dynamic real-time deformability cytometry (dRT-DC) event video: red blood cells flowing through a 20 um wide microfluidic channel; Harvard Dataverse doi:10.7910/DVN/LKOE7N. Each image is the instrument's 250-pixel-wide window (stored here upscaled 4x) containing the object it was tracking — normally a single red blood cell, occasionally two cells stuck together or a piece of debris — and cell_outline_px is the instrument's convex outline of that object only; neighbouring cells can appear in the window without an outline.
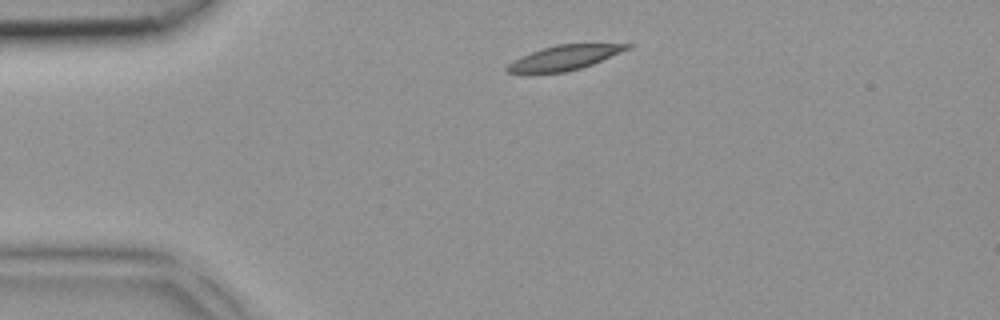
{"species": "common noctule bat (a hibernating species)", "species_latin": "Nyctalus noctula", "temperature_condition": "room temperature", "stored_images_in_passage": 4, "camera_frame_rate_fps": 3000, "um_per_image_px": 0.085, "animal": {"sex": "female", "body_mass_g": 18.4}, "frame": {"image": 1, "passage_image": 1, "time_ms": 0.0, "image_size_px": [1000, 320], "cell_outline_px": [[632, 44], [628, 48], [592, 64], [580, 68], [564, 72], [508, 72], [504, 68], [512, 60], [520, 56], [556, 44]], "centroid_in_image_um": [47.9, 4.9], "position_along_channel_um": 37.1, "area_um2": 16.65}}
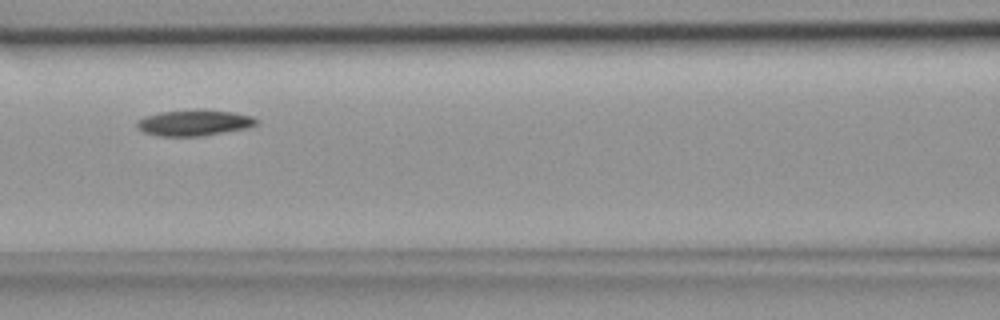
{"frame": {"image": 2, "passage_image": 4, "time_ms": 1.0, "image_size_px": [1000, 320], "cell_outline_px": [[260, 124], [244, 128], [200, 136], [160, 136], [144, 132], [136, 128], [136, 124], [144, 116], [160, 112], [196, 108], [200, 108], [232, 112], [252, 116], [260, 120]], "centroid_in_image_um": [16.51, 10.41], "position_along_channel_um": 150.1, "area_um2": 18.26}}